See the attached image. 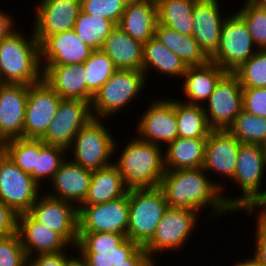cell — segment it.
Wrapping results in <instances>:
<instances>
[{"instance_id":"6da1fadb","label":"cell","mask_w":266,"mask_h":266,"mask_svg":"<svg viewBox=\"0 0 266 266\" xmlns=\"http://www.w3.org/2000/svg\"><path fill=\"white\" fill-rule=\"evenodd\" d=\"M206 174L203 167L165 171L160 188L168 206L199 212L207 205L215 217L232 212L223 201V185L211 181Z\"/></svg>"},{"instance_id":"7a4b0ae2","label":"cell","mask_w":266,"mask_h":266,"mask_svg":"<svg viewBox=\"0 0 266 266\" xmlns=\"http://www.w3.org/2000/svg\"><path fill=\"white\" fill-rule=\"evenodd\" d=\"M132 138L113 163L128 190L160 187L164 175V155L161 146Z\"/></svg>"},{"instance_id":"3957f363","label":"cell","mask_w":266,"mask_h":266,"mask_svg":"<svg viewBox=\"0 0 266 266\" xmlns=\"http://www.w3.org/2000/svg\"><path fill=\"white\" fill-rule=\"evenodd\" d=\"M20 32L14 31L0 41L2 83L30 85L42 79L40 43L33 31L30 38Z\"/></svg>"},{"instance_id":"277c9868","label":"cell","mask_w":266,"mask_h":266,"mask_svg":"<svg viewBox=\"0 0 266 266\" xmlns=\"http://www.w3.org/2000/svg\"><path fill=\"white\" fill-rule=\"evenodd\" d=\"M266 169L262 145L240 143L235 173L232 178L243 191L240 197H224V203L232 211L253 209L265 196L266 190L261 191L264 171Z\"/></svg>"},{"instance_id":"5b68a950","label":"cell","mask_w":266,"mask_h":266,"mask_svg":"<svg viewBox=\"0 0 266 266\" xmlns=\"http://www.w3.org/2000/svg\"><path fill=\"white\" fill-rule=\"evenodd\" d=\"M128 198L127 238L144 247L152 239L169 206L160 187L130 189Z\"/></svg>"},{"instance_id":"8992f818","label":"cell","mask_w":266,"mask_h":266,"mask_svg":"<svg viewBox=\"0 0 266 266\" xmlns=\"http://www.w3.org/2000/svg\"><path fill=\"white\" fill-rule=\"evenodd\" d=\"M139 247L126 234L79 232L74 249L79 251L78 258L85 266H114L124 262Z\"/></svg>"},{"instance_id":"52a82bcc","label":"cell","mask_w":266,"mask_h":266,"mask_svg":"<svg viewBox=\"0 0 266 266\" xmlns=\"http://www.w3.org/2000/svg\"><path fill=\"white\" fill-rule=\"evenodd\" d=\"M145 79L142 71L118 69L93 96L90 103L93 118L104 119L123 110L144 90Z\"/></svg>"},{"instance_id":"ba28073f","label":"cell","mask_w":266,"mask_h":266,"mask_svg":"<svg viewBox=\"0 0 266 266\" xmlns=\"http://www.w3.org/2000/svg\"><path fill=\"white\" fill-rule=\"evenodd\" d=\"M102 121L91 119L78 131L68 150H73V162L91 171L113 164L109 160L118 148L116 140Z\"/></svg>"},{"instance_id":"9c48e42d","label":"cell","mask_w":266,"mask_h":266,"mask_svg":"<svg viewBox=\"0 0 266 266\" xmlns=\"http://www.w3.org/2000/svg\"><path fill=\"white\" fill-rule=\"evenodd\" d=\"M243 20L235 13L226 16L221 29L220 43L210 58L226 72H234L258 49Z\"/></svg>"},{"instance_id":"30bf717a","label":"cell","mask_w":266,"mask_h":266,"mask_svg":"<svg viewBox=\"0 0 266 266\" xmlns=\"http://www.w3.org/2000/svg\"><path fill=\"white\" fill-rule=\"evenodd\" d=\"M198 215L187 208L168 207L152 239L144 246L150 258L154 261L153 254L160 251L182 249L195 229Z\"/></svg>"},{"instance_id":"8fae6325","label":"cell","mask_w":266,"mask_h":266,"mask_svg":"<svg viewBox=\"0 0 266 266\" xmlns=\"http://www.w3.org/2000/svg\"><path fill=\"white\" fill-rule=\"evenodd\" d=\"M203 107L212 130L228 129L243 109L242 86L234 72H226Z\"/></svg>"},{"instance_id":"7c38bea8","label":"cell","mask_w":266,"mask_h":266,"mask_svg":"<svg viewBox=\"0 0 266 266\" xmlns=\"http://www.w3.org/2000/svg\"><path fill=\"white\" fill-rule=\"evenodd\" d=\"M41 187L4 153L0 157V199L18 214L28 212Z\"/></svg>"},{"instance_id":"4fadbf2b","label":"cell","mask_w":266,"mask_h":266,"mask_svg":"<svg viewBox=\"0 0 266 266\" xmlns=\"http://www.w3.org/2000/svg\"><path fill=\"white\" fill-rule=\"evenodd\" d=\"M90 103L80 99H62L55 118L40 139L47 145L68 150L78 131L93 119Z\"/></svg>"},{"instance_id":"5bb4252c","label":"cell","mask_w":266,"mask_h":266,"mask_svg":"<svg viewBox=\"0 0 266 266\" xmlns=\"http://www.w3.org/2000/svg\"><path fill=\"white\" fill-rule=\"evenodd\" d=\"M128 192L115 200L78 207V232H111L127 235Z\"/></svg>"},{"instance_id":"9a60e30c","label":"cell","mask_w":266,"mask_h":266,"mask_svg":"<svg viewBox=\"0 0 266 266\" xmlns=\"http://www.w3.org/2000/svg\"><path fill=\"white\" fill-rule=\"evenodd\" d=\"M62 98L44 80L28 85L24 138L40 139L55 118Z\"/></svg>"},{"instance_id":"2e32d148","label":"cell","mask_w":266,"mask_h":266,"mask_svg":"<svg viewBox=\"0 0 266 266\" xmlns=\"http://www.w3.org/2000/svg\"><path fill=\"white\" fill-rule=\"evenodd\" d=\"M44 195L38 196L28 213L37 222L59 233L73 248L79 233L77 205Z\"/></svg>"},{"instance_id":"e0dca14e","label":"cell","mask_w":266,"mask_h":266,"mask_svg":"<svg viewBox=\"0 0 266 266\" xmlns=\"http://www.w3.org/2000/svg\"><path fill=\"white\" fill-rule=\"evenodd\" d=\"M145 110L138 118L136 132L140 140L161 146L178 138L175 99H157Z\"/></svg>"},{"instance_id":"ac0fdd59","label":"cell","mask_w":266,"mask_h":266,"mask_svg":"<svg viewBox=\"0 0 266 266\" xmlns=\"http://www.w3.org/2000/svg\"><path fill=\"white\" fill-rule=\"evenodd\" d=\"M33 32L41 44L48 36L73 29L81 12V0H41Z\"/></svg>"},{"instance_id":"d6986e66","label":"cell","mask_w":266,"mask_h":266,"mask_svg":"<svg viewBox=\"0 0 266 266\" xmlns=\"http://www.w3.org/2000/svg\"><path fill=\"white\" fill-rule=\"evenodd\" d=\"M93 51L71 29L48 36L40 44V64L42 61L45 63L41 66L83 64Z\"/></svg>"},{"instance_id":"ffe728a7","label":"cell","mask_w":266,"mask_h":266,"mask_svg":"<svg viewBox=\"0 0 266 266\" xmlns=\"http://www.w3.org/2000/svg\"><path fill=\"white\" fill-rule=\"evenodd\" d=\"M28 85L3 83L0 86V136L5 140L24 138Z\"/></svg>"},{"instance_id":"44dd1931","label":"cell","mask_w":266,"mask_h":266,"mask_svg":"<svg viewBox=\"0 0 266 266\" xmlns=\"http://www.w3.org/2000/svg\"><path fill=\"white\" fill-rule=\"evenodd\" d=\"M219 8L217 0H196L193 10L192 36L209 59L218 49L225 20Z\"/></svg>"},{"instance_id":"7402d4cb","label":"cell","mask_w":266,"mask_h":266,"mask_svg":"<svg viewBox=\"0 0 266 266\" xmlns=\"http://www.w3.org/2000/svg\"><path fill=\"white\" fill-rule=\"evenodd\" d=\"M240 142L227 129L211 130L207 137L203 169L233 178Z\"/></svg>"},{"instance_id":"603a6c76","label":"cell","mask_w":266,"mask_h":266,"mask_svg":"<svg viewBox=\"0 0 266 266\" xmlns=\"http://www.w3.org/2000/svg\"><path fill=\"white\" fill-rule=\"evenodd\" d=\"M92 172L77 163L65 159L50 180L53 187L48 196L71 203L79 207L86 199L92 178Z\"/></svg>"},{"instance_id":"cb8c5ba5","label":"cell","mask_w":266,"mask_h":266,"mask_svg":"<svg viewBox=\"0 0 266 266\" xmlns=\"http://www.w3.org/2000/svg\"><path fill=\"white\" fill-rule=\"evenodd\" d=\"M18 234L27 258L32 253H59L70 245L59 233L37 222L28 212L18 216Z\"/></svg>"},{"instance_id":"d4e9b609","label":"cell","mask_w":266,"mask_h":266,"mask_svg":"<svg viewBox=\"0 0 266 266\" xmlns=\"http://www.w3.org/2000/svg\"><path fill=\"white\" fill-rule=\"evenodd\" d=\"M158 23L156 0H142L126 4L118 27L133 39L146 43L154 37Z\"/></svg>"},{"instance_id":"484cf974","label":"cell","mask_w":266,"mask_h":266,"mask_svg":"<svg viewBox=\"0 0 266 266\" xmlns=\"http://www.w3.org/2000/svg\"><path fill=\"white\" fill-rule=\"evenodd\" d=\"M44 79L62 99L86 101V78L82 64L45 65Z\"/></svg>"},{"instance_id":"4316f807","label":"cell","mask_w":266,"mask_h":266,"mask_svg":"<svg viewBox=\"0 0 266 266\" xmlns=\"http://www.w3.org/2000/svg\"><path fill=\"white\" fill-rule=\"evenodd\" d=\"M225 73L224 69L211 60L203 65L187 67L183 76V92L188 99L183 102L195 105L202 104L203 100L206 102Z\"/></svg>"},{"instance_id":"83f0119b","label":"cell","mask_w":266,"mask_h":266,"mask_svg":"<svg viewBox=\"0 0 266 266\" xmlns=\"http://www.w3.org/2000/svg\"><path fill=\"white\" fill-rule=\"evenodd\" d=\"M143 45L116 25L106 38L102 50L117 69L142 71Z\"/></svg>"},{"instance_id":"f1b7e54d","label":"cell","mask_w":266,"mask_h":266,"mask_svg":"<svg viewBox=\"0 0 266 266\" xmlns=\"http://www.w3.org/2000/svg\"><path fill=\"white\" fill-rule=\"evenodd\" d=\"M207 138H180L168 143L164 154L165 171L200 168L204 162Z\"/></svg>"},{"instance_id":"f546056e","label":"cell","mask_w":266,"mask_h":266,"mask_svg":"<svg viewBox=\"0 0 266 266\" xmlns=\"http://www.w3.org/2000/svg\"><path fill=\"white\" fill-rule=\"evenodd\" d=\"M127 192L118 168L111 164L92 172L88 195L81 205L103 204L118 199Z\"/></svg>"},{"instance_id":"4dcf8cb0","label":"cell","mask_w":266,"mask_h":266,"mask_svg":"<svg viewBox=\"0 0 266 266\" xmlns=\"http://www.w3.org/2000/svg\"><path fill=\"white\" fill-rule=\"evenodd\" d=\"M154 37L180 57L187 67L203 65L210 60L193 36L157 23Z\"/></svg>"},{"instance_id":"1f68e13d","label":"cell","mask_w":266,"mask_h":266,"mask_svg":"<svg viewBox=\"0 0 266 266\" xmlns=\"http://www.w3.org/2000/svg\"><path fill=\"white\" fill-rule=\"evenodd\" d=\"M150 68H155L157 72L171 77H183L187 70V66L182 59L155 37L150 38L143 45L142 72L145 78Z\"/></svg>"},{"instance_id":"d6a6232c","label":"cell","mask_w":266,"mask_h":266,"mask_svg":"<svg viewBox=\"0 0 266 266\" xmlns=\"http://www.w3.org/2000/svg\"><path fill=\"white\" fill-rule=\"evenodd\" d=\"M158 23L175 31L192 36L193 10L196 0H156Z\"/></svg>"},{"instance_id":"836d02e7","label":"cell","mask_w":266,"mask_h":266,"mask_svg":"<svg viewBox=\"0 0 266 266\" xmlns=\"http://www.w3.org/2000/svg\"><path fill=\"white\" fill-rule=\"evenodd\" d=\"M175 115L180 138H207L212 130L201 104L175 100Z\"/></svg>"},{"instance_id":"e575fe53","label":"cell","mask_w":266,"mask_h":266,"mask_svg":"<svg viewBox=\"0 0 266 266\" xmlns=\"http://www.w3.org/2000/svg\"><path fill=\"white\" fill-rule=\"evenodd\" d=\"M116 27V24L101 16L88 15L80 12L73 30L79 39L94 50L102 49L106 38Z\"/></svg>"},{"instance_id":"d590c367","label":"cell","mask_w":266,"mask_h":266,"mask_svg":"<svg viewBox=\"0 0 266 266\" xmlns=\"http://www.w3.org/2000/svg\"><path fill=\"white\" fill-rule=\"evenodd\" d=\"M82 65L87 76L86 102H91L96 92L118 69L102 49L94 50Z\"/></svg>"},{"instance_id":"8d00e7d4","label":"cell","mask_w":266,"mask_h":266,"mask_svg":"<svg viewBox=\"0 0 266 266\" xmlns=\"http://www.w3.org/2000/svg\"><path fill=\"white\" fill-rule=\"evenodd\" d=\"M5 153L23 172L36 182V162L40 154V139L15 138L5 141Z\"/></svg>"},{"instance_id":"74e56055","label":"cell","mask_w":266,"mask_h":266,"mask_svg":"<svg viewBox=\"0 0 266 266\" xmlns=\"http://www.w3.org/2000/svg\"><path fill=\"white\" fill-rule=\"evenodd\" d=\"M227 130L240 143L263 145L266 142V118L243 109Z\"/></svg>"},{"instance_id":"f35d334b","label":"cell","mask_w":266,"mask_h":266,"mask_svg":"<svg viewBox=\"0 0 266 266\" xmlns=\"http://www.w3.org/2000/svg\"><path fill=\"white\" fill-rule=\"evenodd\" d=\"M234 73L242 88H266V50H258Z\"/></svg>"},{"instance_id":"ab89813d","label":"cell","mask_w":266,"mask_h":266,"mask_svg":"<svg viewBox=\"0 0 266 266\" xmlns=\"http://www.w3.org/2000/svg\"><path fill=\"white\" fill-rule=\"evenodd\" d=\"M236 13L245 23L258 50H266V10L257 7L250 0Z\"/></svg>"},{"instance_id":"60d3db41","label":"cell","mask_w":266,"mask_h":266,"mask_svg":"<svg viewBox=\"0 0 266 266\" xmlns=\"http://www.w3.org/2000/svg\"><path fill=\"white\" fill-rule=\"evenodd\" d=\"M66 152L65 148L47 145L40 139V154L36 162V183L40 187V182H43L45 178L51 180L58 171L61 163L66 159L64 155Z\"/></svg>"},{"instance_id":"b9f144b4","label":"cell","mask_w":266,"mask_h":266,"mask_svg":"<svg viewBox=\"0 0 266 266\" xmlns=\"http://www.w3.org/2000/svg\"><path fill=\"white\" fill-rule=\"evenodd\" d=\"M126 4L123 0H81V11L93 16H101L116 25L121 20Z\"/></svg>"},{"instance_id":"7bdbcfd3","label":"cell","mask_w":266,"mask_h":266,"mask_svg":"<svg viewBox=\"0 0 266 266\" xmlns=\"http://www.w3.org/2000/svg\"><path fill=\"white\" fill-rule=\"evenodd\" d=\"M0 266H28V258L18 233L0 237Z\"/></svg>"},{"instance_id":"ee69618b","label":"cell","mask_w":266,"mask_h":266,"mask_svg":"<svg viewBox=\"0 0 266 266\" xmlns=\"http://www.w3.org/2000/svg\"><path fill=\"white\" fill-rule=\"evenodd\" d=\"M243 110L266 118V88H242Z\"/></svg>"},{"instance_id":"f6af8a7d","label":"cell","mask_w":266,"mask_h":266,"mask_svg":"<svg viewBox=\"0 0 266 266\" xmlns=\"http://www.w3.org/2000/svg\"><path fill=\"white\" fill-rule=\"evenodd\" d=\"M67 251L40 253L28 258V266H68L76 257H67ZM66 253V255L64 254Z\"/></svg>"},{"instance_id":"bcb514c9","label":"cell","mask_w":266,"mask_h":266,"mask_svg":"<svg viewBox=\"0 0 266 266\" xmlns=\"http://www.w3.org/2000/svg\"><path fill=\"white\" fill-rule=\"evenodd\" d=\"M19 214L0 199V237L18 233Z\"/></svg>"},{"instance_id":"7dc6e473","label":"cell","mask_w":266,"mask_h":266,"mask_svg":"<svg viewBox=\"0 0 266 266\" xmlns=\"http://www.w3.org/2000/svg\"><path fill=\"white\" fill-rule=\"evenodd\" d=\"M256 230H255V252L253 254V257L256 259V261L266 266V221H264L262 218L258 216L256 213Z\"/></svg>"},{"instance_id":"c3c4849f","label":"cell","mask_w":266,"mask_h":266,"mask_svg":"<svg viewBox=\"0 0 266 266\" xmlns=\"http://www.w3.org/2000/svg\"><path fill=\"white\" fill-rule=\"evenodd\" d=\"M155 261L150 258L143 246H140L129 258L124 262L114 266H157Z\"/></svg>"},{"instance_id":"681fc988","label":"cell","mask_w":266,"mask_h":266,"mask_svg":"<svg viewBox=\"0 0 266 266\" xmlns=\"http://www.w3.org/2000/svg\"><path fill=\"white\" fill-rule=\"evenodd\" d=\"M8 13H5L1 11L0 9V41L3 38L8 37L12 32L15 31V28L12 26H15L12 20V17H10ZM14 29V30H13Z\"/></svg>"},{"instance_id":"f907efd6","label":"cell","mask_w":266,"mask_h":266,"mask_svg":"<svg viewBox=\"0 0 266 266\" xmlns=\"http://www.w3.org/2000/svg\"><path fill=\"white\" fill-rule=\"evenodd\" d=\"M259 207V209L261 210H258V214L259 215H266V194L265 196L254 206L253 209H247V210H244L247 212V214H252L253 212L255 213V208L257 209ZM261 207V208H260Z\"/></svg>"},{"instance_id":"816d5d0a","label":"cell","mask_w":266,"mask_h":266,"mask_svg":"<svg viewBox=\"0 0 266 266\" xmlns=\"http://www.w3.org/2000/svg\"><path fill=\"white\" fill-rule=\"evenodd\" d=\"M235 266H263V265L259 264L256 261V259L253 257L244 261L237 262Z\"/></svg>"},{"instance_id":"f5cc1de1","label":"cell","mask_w":266,"mask_h":266,"mask_svg":"<svg viewBox=\"0 0 266 266\" xmlns=\"http://www.w3.org/2000/svg\"><path fill=\"white\" fill-rule=\"evenodd\" d=\"M253 4H255L257 7L265 9L266 10V0H250Z\"/></svg>"},{"instance_id":"db71d44e","label":"cell","mask_w":266,"mask_h":266,"mask_svg":"<svg viewBox=\"0 0 266 266\" xmlns=\"http://www.w3.org/2000/svg\"><path fill=\"white\" fill-rule=\"evenodd\" d=\"M68 266H85V265L78 257H76Z\"/></svg>"},{"instance_id":"11a10c76","label":"cell","mask_w":266,"mask_h":266,"mask_svg":"<svg viewBox=\"0 0 266 266\" xmlns=\"http://www.w3.org/2000/svg\"><path fill=\"white\" fill-rule=\"evenodd\" d=\"M5 153V140L0 136V157Z\"/></svg>"},{"instance_id":"9f6ffc18","label":"cell","mask_w":266,"mask_h":266,"mask_svg":"<svg viewBox=\"0 0 266 266\" xmlns=\"http://www.w3.org/2000/svg\"><path fill=\"white\" fill-rule=\"evenodd\" d=\"M125 4H129V3H135V2H139L142 0H123Z\"/></svg>"},{"instance_id":"6f0895ef","label":"cell","mask_w":266,"mask_h":266,"mask_svg":"<svg viewBox=\"0 0 266 266\" xmlns=\"http://www.w3.org/2000/svg\"><path fill=\"white\" fill-rule=\"evenodd\" d=\"M264 157H265V163H266V142L262 145Z\"/></svg>"},{"instance_id":"680465c9","label":"cell","mask_w":266,"mask_h":266,"mask_svg":"<svg viewBox=\"0 0 266 266\" xmlns=\"http://www.w3.org/2000/svg\"><path fill=\"white\" fill-rule=\"evenodd\" d=\"M260 218H262L264 221H266V215H258Z\"/></svg>"}]
</instances>
